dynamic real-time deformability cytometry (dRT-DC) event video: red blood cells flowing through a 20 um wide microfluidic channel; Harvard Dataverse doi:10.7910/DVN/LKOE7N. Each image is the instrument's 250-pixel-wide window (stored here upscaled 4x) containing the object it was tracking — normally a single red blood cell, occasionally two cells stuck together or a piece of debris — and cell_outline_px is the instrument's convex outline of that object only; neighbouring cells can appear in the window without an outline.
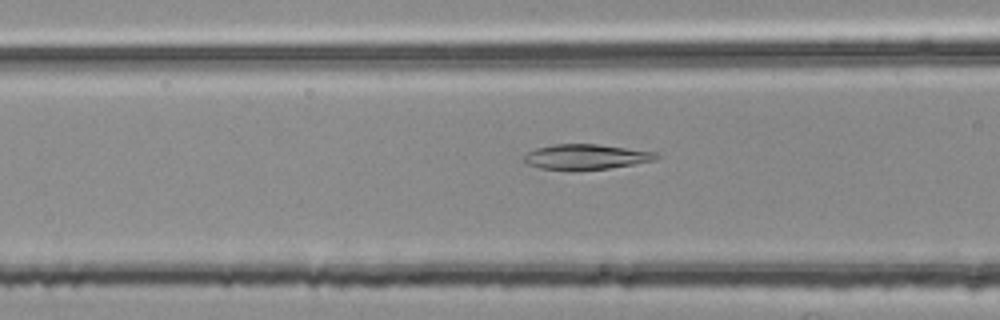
{"species": "common noctule bat (a hibernating species)", "species_latin": "Nyctalus noctula", "temperature_condition": "room temperature", "stored_images_in_passage": 55, "segment_of_instrument_passage": [2, 3], "camera_frame_rate_fps": 3000, "um_per_image_px": 0.085, "animal": {"sex": "female", "body_mass_g": 25.1}, "frame": {"image": 1, "passage_image": 21, "time_ms": 6.667, "image_size_px": [1000, 320], "cell_outline_px": [[660, 156], [656, 160], [608, 168], [540, 168], [528, 164], [524, 160], [524, 156], [528, 152], [536, 148], [552, 144], [596, 144], [656, 152]], "centroid_in_image_um": [49.83, 13.29], "position_along_channel_um": 116.8, "area_um2": 18.67}}
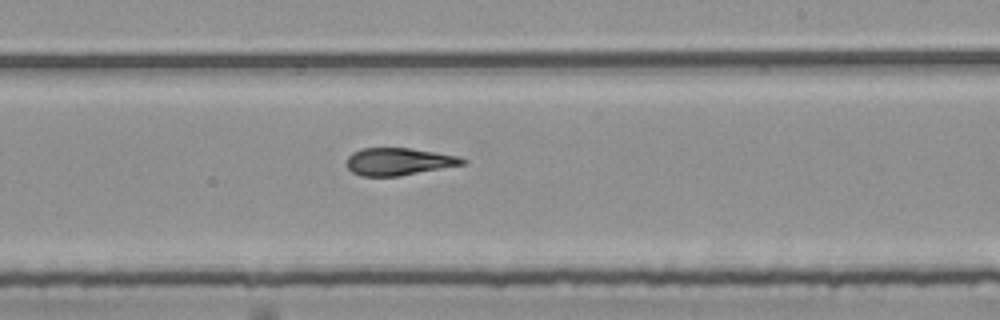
{"frame": {"image": 2, "passage_image": 32, "time_ms": 10.333, "image_size_px": [1000, 320], "cell_outline_px": [[468, 164], [396, 176], [360, 176], [352, 172], [344, 164], [348, 156], [352, 152], [360, 148], [408, 148], [460, 156], [468, 160]], "centroid_in_image_um": [33.88, 13.73], "position_along_channel_um": 255.1, "area_um2": 18.67}}
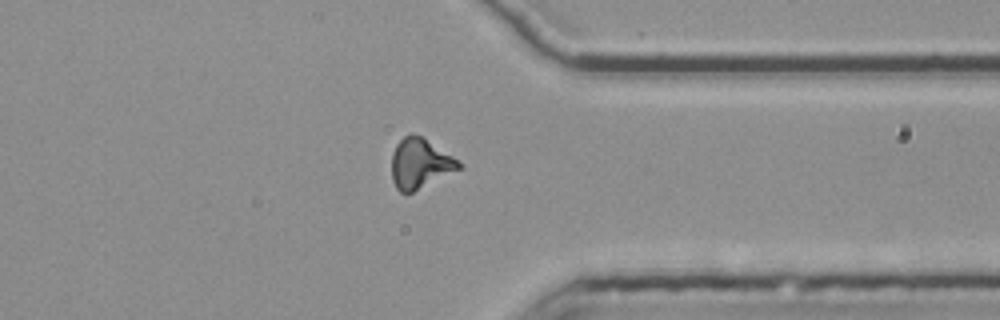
{"frame": {"image": 3, "passage_image": 42, "time_ms": 13.667, "image_size_px": [1000, 320], "cell_outline_px": [[464, 168], [412, 192], [400, 192], [396, 188], [392, 180], [392, 152], [396, 144], [404, 136], [412, 132], [420, 136], [452, 156], [464, 164]], "centroid_in_image_um": [35.71, 13.9], "position_along_channel_um": 375.7, "area_um2": 19.59}}